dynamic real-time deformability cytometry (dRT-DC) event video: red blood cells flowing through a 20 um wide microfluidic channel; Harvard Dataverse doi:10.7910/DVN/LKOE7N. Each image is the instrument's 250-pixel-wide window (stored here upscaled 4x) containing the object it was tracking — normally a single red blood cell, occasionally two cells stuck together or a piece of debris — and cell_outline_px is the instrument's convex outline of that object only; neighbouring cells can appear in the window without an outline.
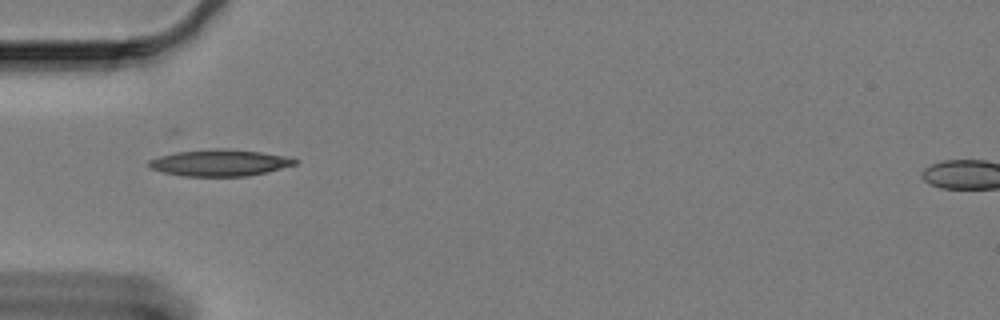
{"species": "Egyptian fruit bat (a non-hibernating species)", "species_latin": "Rousettus aegyptiacus", "temperature_condition": "cold", "stored_images_in_passage": 30, "camera_frame_rate_fps": 3000, "um_per_image_px": 0.085, "animal": {"sex": "female"}, "frame": {"image": 1, "passage_image": 1, "time_ms": 0.0, "image_size_px": [1000, 320], "cell_outline_px": [[300, 160], [296, 164], [268, 172], [248, 176], [184, 176], [164, 172], [152, 168], [148, 164], [148, 160], [160, 156], [176, 152], [212, 148], [224, 148], [260, 152], [288, 156]], "centroid_in_image_um": [18.73, 13.83], "position_along_channel_um": 66.3, "area_um2": 22.66}}
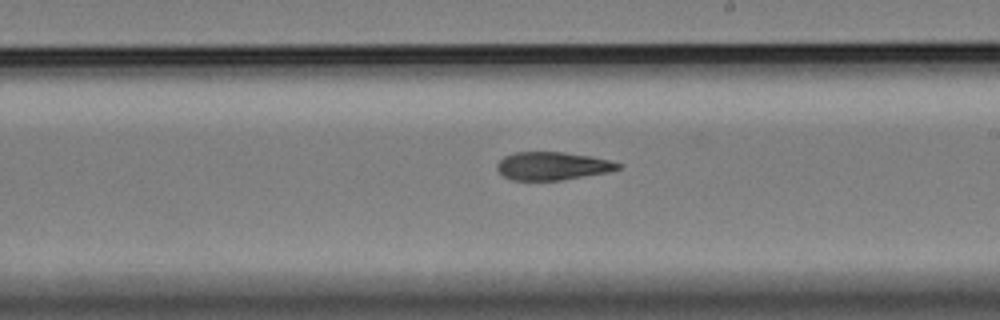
{"frame": {"image": 2, "passage_image": 17, "time_ms": 5.333, "image_size_px": [1000, 320], "cell_outline_px": [[624, 164], [620, 168], [608, 172], [560, 180], [512, 180], [504, 176], [496, 168], [496, 164], [504, 156], [516, 152], [564, 152], [592, 156]], "centroid_in_image_um": [46.96, 14.1], "position_along_channel_um": 242.0, "area_um2": 19.77}}
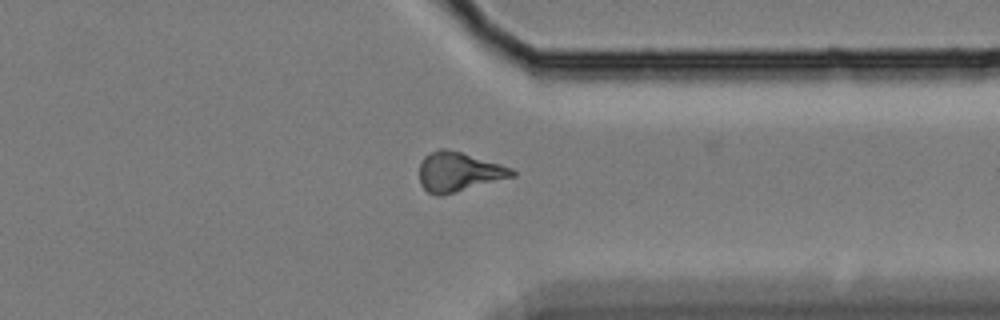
{"frame": {"image": 3, "passage_image": 29, "time_ms": 9.333, "image_size_px": [1000, 320], "cell_outline_px": [[516, 176], [440, 196], [436, 196], [428, 192], [420, 184], [420, 164], [424, 156], [428, 152], [440, 148], [444, 148], [460, 152], [500, 164], [512, 168], [516, 172]], "centroid_in_image_um": [38.97, 14.61], "position_along_channel_um": 372.4, "area_um2": 21.21}}